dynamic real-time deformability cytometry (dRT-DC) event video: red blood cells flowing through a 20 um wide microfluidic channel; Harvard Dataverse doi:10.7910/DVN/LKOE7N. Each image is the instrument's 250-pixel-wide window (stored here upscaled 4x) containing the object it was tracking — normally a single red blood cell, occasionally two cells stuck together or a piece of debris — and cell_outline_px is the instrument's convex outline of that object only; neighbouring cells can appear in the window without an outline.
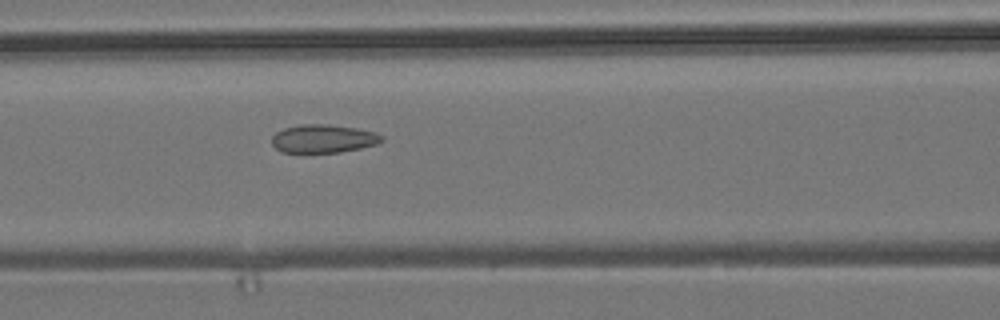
{"species": "common noctule bat (a hibernating species)", "species_latin": "Nyctalus noctula", "temperature_condition": "room temperature", "stored_images_in_passage": 6, "camera_frame_rate_fps": 3000, "um_per_image_px": 0.085, "animal": {"sex": "male", "body_mass_g": 19.2, "forearm_length_mm": 51.8}, "frame": {"image": 1, "passage_image": 6, "time_ms": 5.667, "image_size_px": [1000, 320], "cell_outline_px": [[384, 140], [376, 144], [360, 148], [340, 152], [280, 152], [272, 144], [272, 136], [276, 132], [284, 128], [300, 124], [328, 124], [356, 128], [376, 132], [384, 136]], "centroid_in_image_um": [27.49, 11.78], "position_along_channel_um": 139.1, "area_um2": 18.15}}